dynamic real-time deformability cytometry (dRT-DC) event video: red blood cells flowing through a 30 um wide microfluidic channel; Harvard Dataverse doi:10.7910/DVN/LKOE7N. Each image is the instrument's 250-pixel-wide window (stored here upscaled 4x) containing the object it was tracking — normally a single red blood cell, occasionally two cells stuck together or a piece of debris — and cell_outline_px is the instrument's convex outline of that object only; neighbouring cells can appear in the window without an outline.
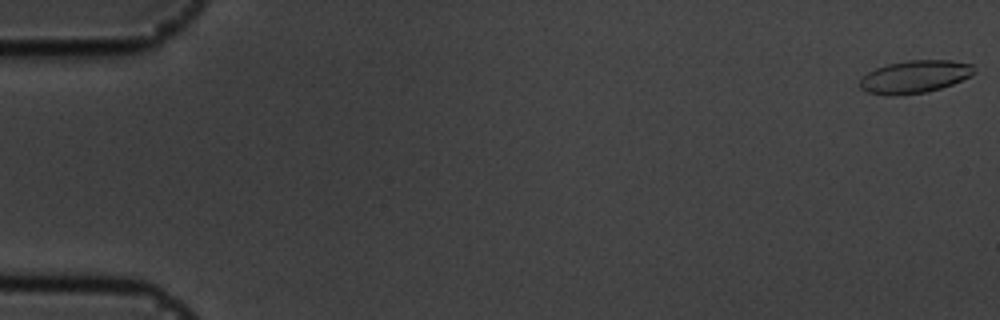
{"species": "common noctule bat (a hibernating species)", "species_latin": "Nyctalus noctula", "temperature_condition": "cold", "stored_images_in_passage": 10, "camera_frame_rate_fps": 3000, "um_per_image_px": 0.085, "animal": {"sex": "male", "body_mass_g": 19.5, "forearm_length_mm": 54.6}, "frame": {"image": 1, "passage_image": 1, "time_ms": 0.0, "image_size_px": [1000, 320], "cell_outline_px": [[976, 72], [972, 76], [952, 84], [928, 92], [896, 96], [884, 96], [868, 92], [860, 88], [860, 80], [868, 72], [876, 68], [888, 64], [908, 60], [952, 60], [972, 64]], "centroid_in_image_um": [77.77, 6.53], "position_along_channel_um": 7.2, "area_um2": 21.96}}